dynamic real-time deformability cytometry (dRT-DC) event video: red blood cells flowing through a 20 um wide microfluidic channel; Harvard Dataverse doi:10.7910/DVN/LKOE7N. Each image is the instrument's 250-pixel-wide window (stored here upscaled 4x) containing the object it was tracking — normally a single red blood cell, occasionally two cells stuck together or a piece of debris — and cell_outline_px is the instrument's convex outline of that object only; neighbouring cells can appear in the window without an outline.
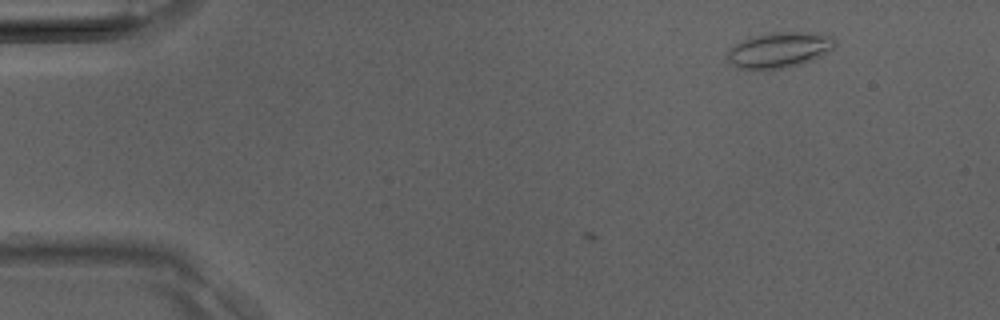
{"species": "Egyptian fruit bat (a non-hibernating species)", "species_latin": "Rousettus aegyptiacus", "temperature_condition": "room temperature", "stored_images_in_passage": 5, "camera_frame_rate_fps": 3000, "um_per_image_px": 0.085, "animal": {"sex": "male"}, "frame": {"image": 1, "passage_image": 1, "time_ms": 0.0, "image_size_px": [1000, 320], "cell_outline_px": [[836, 44], [832, 48], [812, 60], [804, 64], [780, 68], [736, 68], [728, 60], [728, 52], [736, 44], [744, 40], [756, 36], [772, 32], [804, 32], [832, 36], [836, 40]], "centroid_in_image_um": [66.27, 4.24], "position_along_channel_um": 18.7, "area_um2": 21.68}}